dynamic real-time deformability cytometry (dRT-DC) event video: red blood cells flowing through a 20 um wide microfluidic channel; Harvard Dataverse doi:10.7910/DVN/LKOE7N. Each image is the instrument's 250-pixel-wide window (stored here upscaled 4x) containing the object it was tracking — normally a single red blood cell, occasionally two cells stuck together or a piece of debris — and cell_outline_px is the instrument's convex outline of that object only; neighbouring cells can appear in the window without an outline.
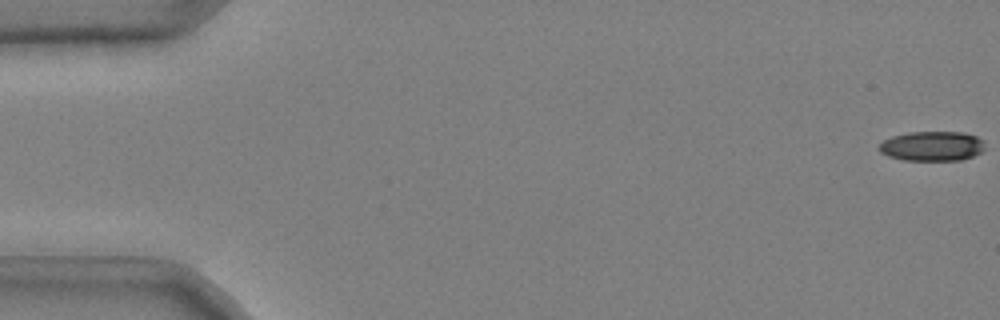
{"species": "common noctule bat (a hibernating species)", "species_latin": "Nyctalus noctula", "temperature_condition": "cold", "stored_images_in_passage": 11, "camera_frame_rate_fps": 3000, "um_per_image_px": 0.085, "animal": {"sex": "male", "body_mass_g": 20.4}, "frame": {"image": 1, "passage_image": 1, "time_ms": 0.0, "image_size_px": [1000, 320], "cell_outline_px": [[984, 148], [980, 152], [972, 156], [960, 160], [904, 160], [888, 156], [880, 152], [876, 148], [884, 140], [892, 136], [908, 132], [964, 132], [976, 136], [984, 140]], "centroid_in_image_um": [79.21, 12.41], "position_along_channel_um": 5.8, "area_um2": 18.38}}